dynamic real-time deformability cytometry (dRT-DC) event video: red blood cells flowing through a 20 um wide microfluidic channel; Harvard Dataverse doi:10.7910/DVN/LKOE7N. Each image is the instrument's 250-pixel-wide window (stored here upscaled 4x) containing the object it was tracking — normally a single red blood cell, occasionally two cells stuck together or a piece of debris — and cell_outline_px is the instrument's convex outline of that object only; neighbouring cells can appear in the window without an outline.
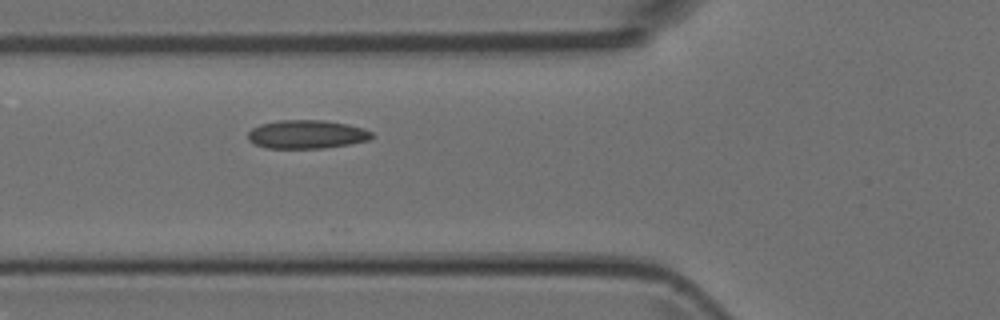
{"species": "Egyptian fruit bat (a non-hibernating species)", "species_latin": "Rousettus aegyptiacus", "temperature_condition": "room temperature", "stored_images_in_passage": 5, "camera_frame_rate_fps": 3000, "um_per_image_px": 0.085, "animal": {"sex": "female"}, "frame": {"image": 1, "passage_image": 5, "time_ms": 4.333, "image_size_px": [1000, 320], "cell_outline_px": [[372, 136], [368, 140], [348, 144], [324, 148], [264, 148], [252, 144], [248, 140], [248, 132], [252, 128], [260, 124], [276, 120], [324, 120], [348, 124], [364, 128], [372, 132]], "centroid_in_image_um": [26.02, 11.41], "position_along_channel_um": 99.8, "area_um2": 20.75}}